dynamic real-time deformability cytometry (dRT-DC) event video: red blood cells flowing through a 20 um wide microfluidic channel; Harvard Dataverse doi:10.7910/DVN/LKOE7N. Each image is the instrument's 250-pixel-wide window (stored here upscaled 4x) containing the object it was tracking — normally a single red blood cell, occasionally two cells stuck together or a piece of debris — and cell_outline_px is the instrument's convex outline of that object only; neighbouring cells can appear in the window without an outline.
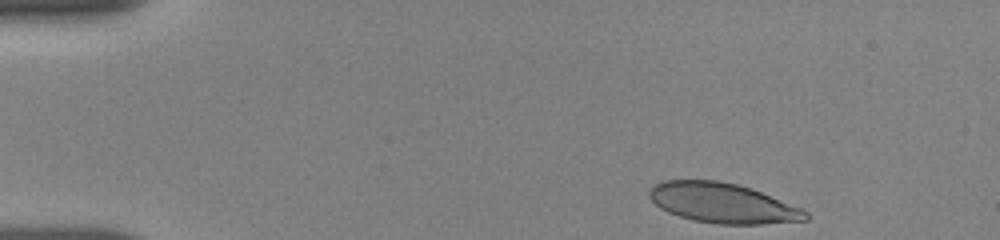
{"species": "human", "species_latin": "Homo sapiens", "temperature_condition": "room temperature", "stored_images_in_passage": 6, "camera_frame_rate_fps": 3000, "um_per_image_px": 0.085, "donor": {"sex": "female"}, "frame": {"image": 1, "passage_image": 1, "time_ms": 0.0, "image_size_px": [1000, 240], "cell_outline_px": [[808, 220], [760, 224], [720, 224], [692, 220], [668, 212], [660, 208], [648, 196], [648, 188], [664, 180], [716, 180], [736, 184], [752, 188], [804, 208], [808, 212]], "centroid_in_image_um": [61.45, 17.25], "position_along_channel_um": 23.6, "area_um2": 36.59}}
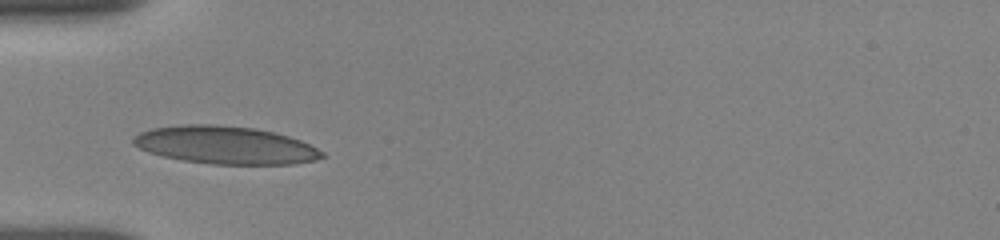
{"frame": {"image": 2, "passage_image": 5, "time_ms": 3.333, "image_size_px": [1000, 240], "cell_outline_px": [[324, 156], [316, 160], [292, 164], [212, 164], [184, 160], [164, 156], [148, 152], [132, 144], [132, 140], [140, 132], [152, 128], [184, 124], [216, 124], [256, 128], [288, 136], [300, 140], [324, 152]], "centroid_in_image_um": [19.15, 12.33], "position_along_channel_um": 65.9, "area_um2": 41.38}}